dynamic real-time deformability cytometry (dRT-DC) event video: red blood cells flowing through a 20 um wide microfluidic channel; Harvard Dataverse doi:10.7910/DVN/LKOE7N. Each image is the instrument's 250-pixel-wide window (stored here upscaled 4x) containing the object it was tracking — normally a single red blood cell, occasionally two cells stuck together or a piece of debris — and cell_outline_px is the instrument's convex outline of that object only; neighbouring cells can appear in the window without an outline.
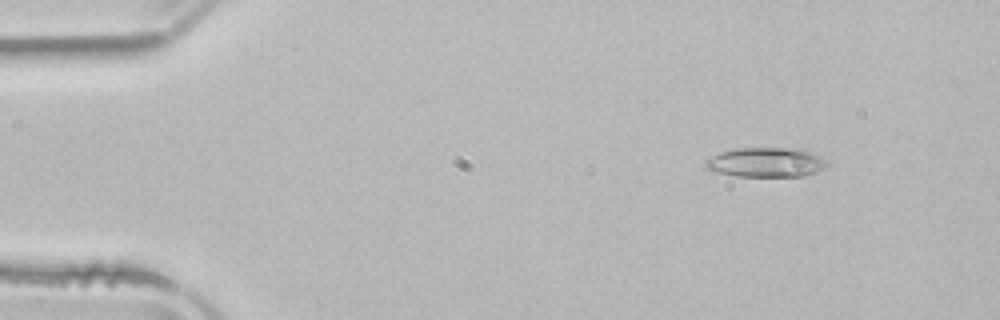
{"species": "common noctule bat (a hibernating species)", "species_latin": "Nyctalus noctula", "temperature_condition": "room temperature", "stored_images_in_passage": 52, "camera_frame_rate_fps": 3000, "um_per_image_px": 0.085, "animal": {"sex": "male", "body_mass_g": 21.5, "forearm_length_mm": 52.0}, "frame": {"image": 1, "passage_image": 6, "time_ms": 1.667, "image_size_px": [1000, 320], "cell_outline_px": [[828, 164], [816, 172], [804, 176], [736, 176], [704, 168], [704, 160], [720, 152], [736, 148], [804, 148], [820, 156]], "centroid_in_image_um": [65.1, 13.78], "position_along_channel_um": 19.9, "area_um2": 20.98}}
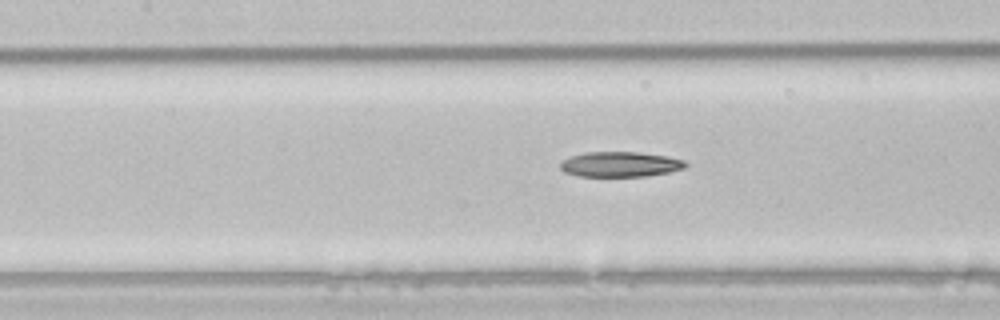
{"frame": {"image": 2, "passage_image": 23, "time_ms": 7.333, "image_size_px": [1000, 320], "cell_outline_px": [[688, 164], [684, 168], [668, 172], [644, 176], [580, 176], [564, 172], [560, 168], [560, 160], [584, 152], [636, 152], [668, 156], [684, 160]], "centroid_in_image_um": [52.69, 13.96], "position_along_channel_um": 154.7, "area_um2": 18.32}}
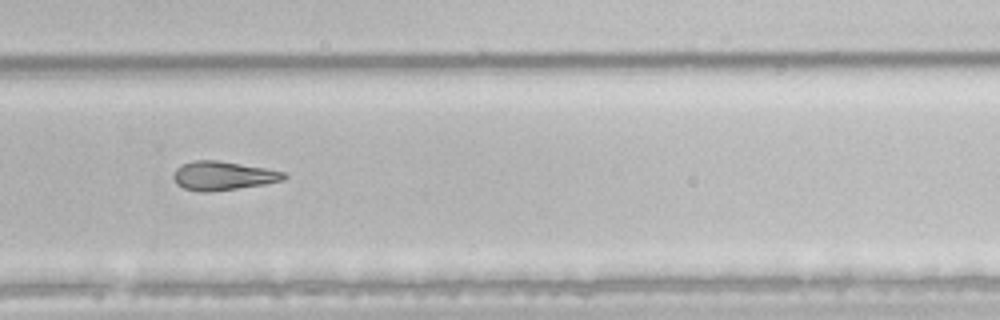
{"frame": {"image": 3, "passage_image": 35, "time_ms": 11.333, "image_size_px": [1000, 320], "cell_outline_px": [[288, 176], [284, 180], [264, 184], [208, 192], [200, 192], [184, 188], [176, 184], [172, 176], [176, 168], [192, 160], [216, 160], [264, 168], [284, 172]], "centroid_in_image_um": [18.92, 14.94], "position_along_channel_um": 310.9, "area_um2": 18.38}}